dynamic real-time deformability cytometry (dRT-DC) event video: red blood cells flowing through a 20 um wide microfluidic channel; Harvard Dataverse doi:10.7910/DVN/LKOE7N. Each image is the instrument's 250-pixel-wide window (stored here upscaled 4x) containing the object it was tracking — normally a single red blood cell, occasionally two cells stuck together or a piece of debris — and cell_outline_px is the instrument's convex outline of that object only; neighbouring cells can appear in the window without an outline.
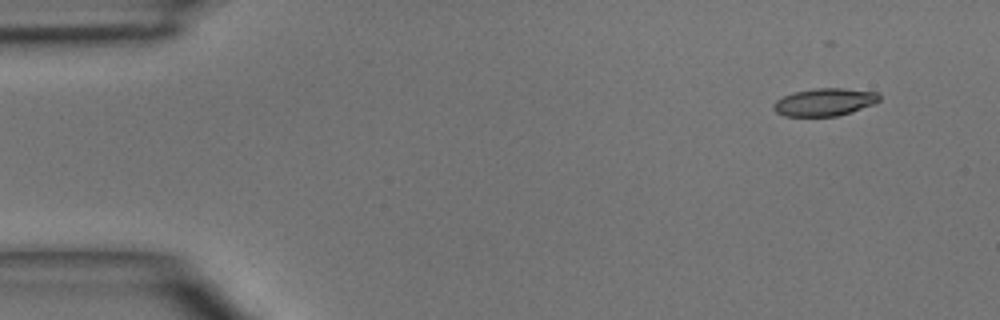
{"species": "common noctule bat (a hibernating species)", "species_latin": "Nyctalus noctula", "temperature_condition": "room temperature", "stored_images_in_passage": 4, "camera_frame_rate_fps": 3000, "um_per_image_px": 0.085, "animal": {"sex": "male", "body_mass_g": 15.6}, "frame": {"image": 1, "passage_image": 1, "time_ms": 0.0, "image_size_px": [1000, 320], "cell_outline_px": [[880, 100], [872, 104], [852, 112], [836, 116], [784, 116], [776, 112], [772, 108], [772, 104], [776, 100], [792, 92], [816, 88], [844, 88], [876, 92], [880, 96]], "centroid_in_image_um": [70.05, 8.67], "position_along_channel_um": 14.9, "area_um2": 17.05}}
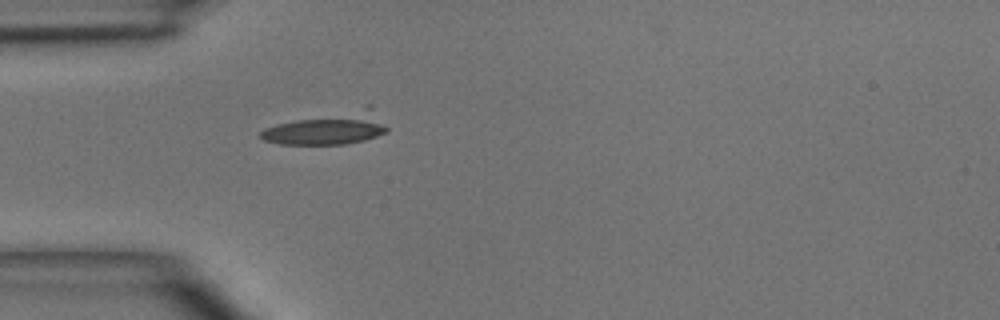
{"frame": {"image": 2, "passage_image": 4, "time_ms": 3.333, "image_size_px": [1000, 320], "cell_outline_px": [[388, 132], [364, 140], [344, 144], [280, 144], [264, 140], [260, 136], [260, 132], [264, 128], [276, 124], [364, 104], [372, 104], [388, 128]], "centroid_in_image_um": [27.98, 10.85], "position_along_channel_um": 57.0, "area_um2": 24.51}}